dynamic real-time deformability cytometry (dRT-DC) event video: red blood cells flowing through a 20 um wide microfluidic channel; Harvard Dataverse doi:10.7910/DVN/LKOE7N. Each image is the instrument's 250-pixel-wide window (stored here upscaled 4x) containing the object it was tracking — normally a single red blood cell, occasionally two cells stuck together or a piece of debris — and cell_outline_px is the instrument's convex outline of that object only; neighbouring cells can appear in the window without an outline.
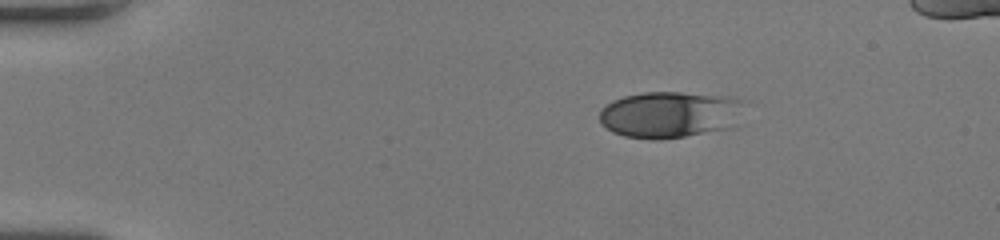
{"species": "human", "species_latin": "Homo sapiens", "temperature_condition": "room temperature", "stored_images_in_passage": 44, "camera_frame_rate_fps": 3000, "um_per_image_px": 0.085, "donor": {"sex": "female"}, "frame": {"image": 1, "passage_image": 1, "time_ms": 0.0, "image_size_px": [1000, 240], "cell_outline_px": [[748, 100], [744, 124], [728, 128], [684, 136], [660, 140], [652, 140], [624, 136], [612, 132], [600, 124], [600, 112], [612, 100], [624, 96], [644, 92], [680, 92], [732, 96]], "centroid_in_image_um": [57.11, 9.73], "position_along_channel_um": 27.9, "area_um2": 40.58}}
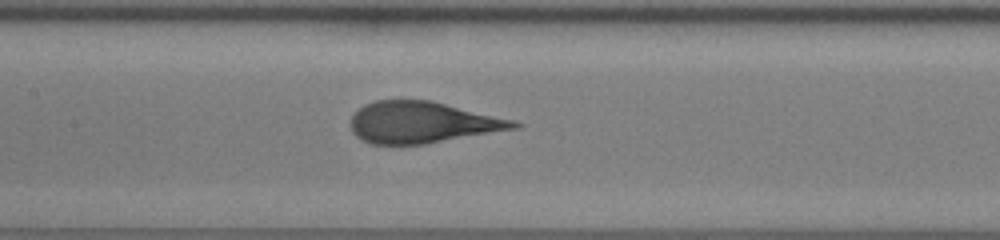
{"frame": {"image": 2, "passage_image": 18, "time_ms": 5.667, "image_size_px": [1000, 240], "cell_outline_px": [[524, 124], [520, 128], [424, 144], [372, 144], [360, 140], [352, 132], [352, 116], [364, 104], [376, 100], [432, 100], [516, 120]], "centroid_in_image_um": [35.95, 10.4], "position_along_channel_um": 171.4, "area_um2": 39.59}}
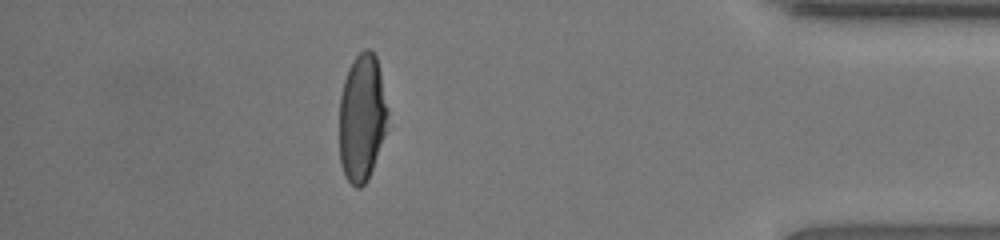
{"frame": {"image": 3, "passage_image": 38, "time_ms": 12.333, "image_size_px": [1000, 240], "cell_outline_px": [[388, 116], [384, 132], [368, 180], [360, 188], [356, 188], [344, 176], [340, 164], [340, 96], [344, 80], [348, 68], [356, 56], [364, 48], [368, 48], [376, 56], [380, 72], [388, 112]], "centroid_in_image_um": [30.74, 10.0], "position_along_channel_um": 404.5, "area_um2": 35.55}, "authors_computed_cell_mechanics": {"area_um2": 39.882, "velocity_mm_per_s": 4.0565, "shape_relaxation_time_tau1_ms": 5.1315, "shape_relaxation_time_tau2_ms": null, "deformation_change_tau1": 0.226, "deformation_change_tau2": null}}